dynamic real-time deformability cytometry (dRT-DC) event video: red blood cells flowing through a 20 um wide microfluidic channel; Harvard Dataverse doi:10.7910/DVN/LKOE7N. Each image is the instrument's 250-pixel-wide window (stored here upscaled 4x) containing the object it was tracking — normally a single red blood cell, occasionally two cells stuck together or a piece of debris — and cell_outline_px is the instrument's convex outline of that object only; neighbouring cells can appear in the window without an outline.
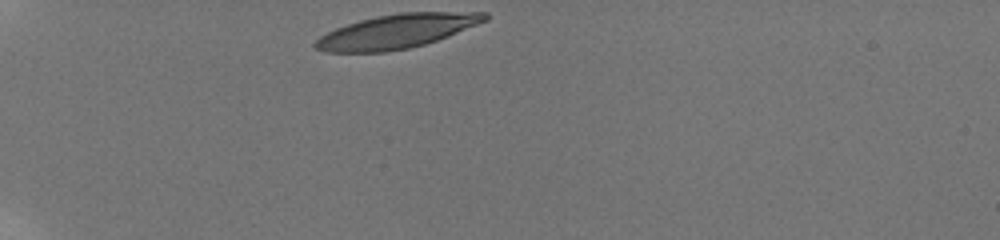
{"species": "human", "species_latin": "Homo sapiens", "temperature_condition": "room temperature", "stored_images_in_passage": 52, "camera_frame_rate_fps": 3000, "um_per_image_px": 0.085, "donor": {"sex": "male"}, "frame": {"image": 1, "passage_image": 1, "time_ms": 0.0, "image_size_px": [1000, 240], "cell_outline_px": [[488, 20], [448, 36], [424, 44], [408, 48], [384, 52], [324, 52], [316, 48], [312, 44], [320, 36], [336, 28], [360, 20], [376, 16], [400, 12], [488, 12]], "centroid_in_image_um": [33.72, 2.66], "position_along_channel_um": 51.3, "area_um2": 33.47}}
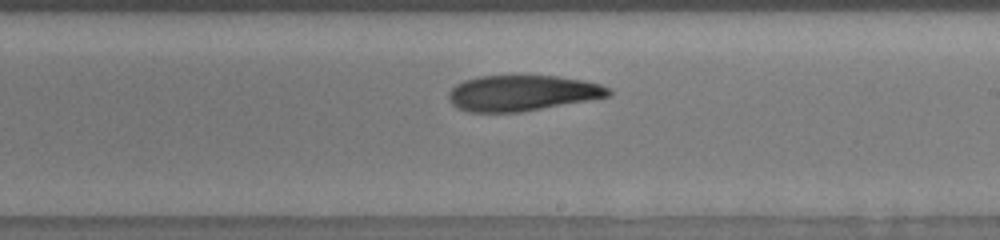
{"frame": {"image": 2, "passage_image": 25, "time_ms": 6.333, "image_size_px": [1000, 240], "cell_outline_px": [[612, 96], [520, 112], [468, 112], [456, 108], [448, 100], [448, 92], [456, 84], [464, 80], [480, 76], [560, 76], [584, 80], [600, 84], [608, 88], [612, 92]], "centroid_in_image_um": [44.37, 7.91], "position_along_channel_um": 244.6, "area_um2": 33.41}}
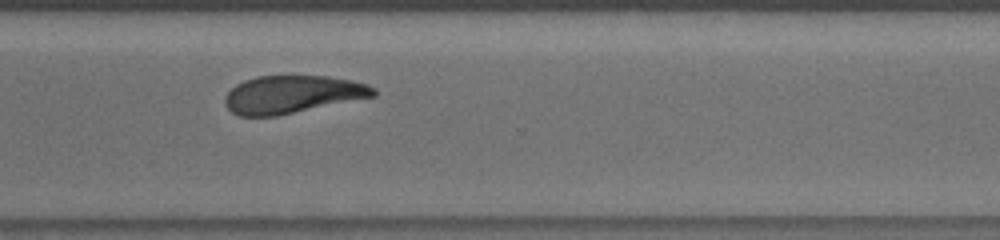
{"frame": {"image": 3, "passage_image": 39, "time_ms": 9.0, "image_size_px": [1000, 240], "cell_outline_px": [[376, 96], [276, 116], [240, 116], [232, 112], [228, 108], [224, 100], [228, 92], [236, 84], [244, 80], [256, 76], [328, 76], [352, 80], [368, 84], [376, 88]], "centroid_in_image_um": [24.87, 8.02], "position_along_channel_um": 345.7, "area_um2": 32.66}, "authors_computed_cell_mechanics": {"area_um2": 33.7552, "velocity_mm_per_s": 3.7891, "shape_relaxation_time_tau1_ms": 5.0664, "shape_relaxation_time_tau2_ms": 4.5467, "deformation_change_tau1": 0.1578, "deformation_change_tau2": 0.1196}}